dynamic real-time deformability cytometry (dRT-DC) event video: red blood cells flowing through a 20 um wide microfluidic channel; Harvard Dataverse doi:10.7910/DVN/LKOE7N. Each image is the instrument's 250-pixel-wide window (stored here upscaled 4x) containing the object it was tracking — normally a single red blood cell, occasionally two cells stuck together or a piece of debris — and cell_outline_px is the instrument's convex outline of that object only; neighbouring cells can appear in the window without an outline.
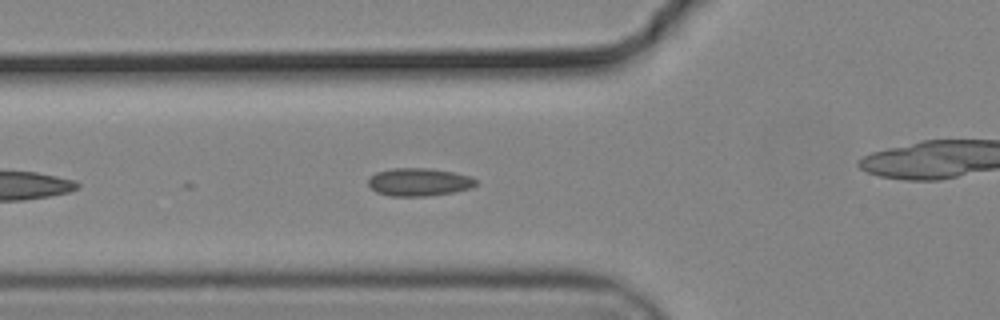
{"species": "common noctule bat (a hibernating species)", "species_latin": "Nyctalus noctula", "temperature_condition": "cold", "stored_images_in_passage": 6, "camera_frame_rate_fps": 3000, "um_per_image_px": 0.085, "animal": {"sex": "male", "body_mass_g": 19.2, "forearm_length_mm": 51.8}, "frame": {"image": 1, "passage_image": 6, "time_ms": 1.667, "image_size_px": [1000, 320], "cell_outline_px": [[476, 184], [472, 188], [452, 192], [428, 196], [388, 196], [376, 192], [368, 184], [368, 180], [376, 172], [392, 168], [432, 168], [452, 172], [468, 176], [476, 180]], "centroid_in_image_um": [35.59, 15.47], "position_along_channel_um": 90.2, "area_um2": 17.46}}